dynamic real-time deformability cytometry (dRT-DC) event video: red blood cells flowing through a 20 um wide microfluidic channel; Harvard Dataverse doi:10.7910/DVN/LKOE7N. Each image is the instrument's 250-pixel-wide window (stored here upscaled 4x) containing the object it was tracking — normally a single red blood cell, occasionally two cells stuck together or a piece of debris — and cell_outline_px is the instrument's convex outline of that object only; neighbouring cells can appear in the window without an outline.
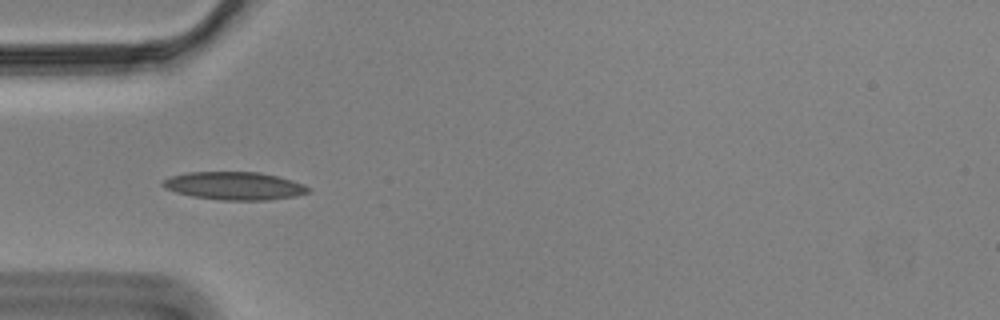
{"species": "Egyptian fruit bat (a non-hibernating species)", "species_latin": "Rousettus aegyptiacus", "temperature_condition": "cold", "stored_images_in_passage": 40, "camera_frame_rate_fps": 3000, "um_per_image_px": 0.085, "animal": {"sex": "male"}, "frame": {"image": 1, "passage_image": 1, "time_ms": 0.0, "image_size_px": [1000, 320], "cell_outline_px": [[308, 192], [296, 196], [268, 200], [220, 200], [192, 196], [176, 192], [164, 188], [160, 184], [164, 180], [172, 176], [188, 172], [260, 172], [280, 176], [292, 180], [308, 188]], "centroid_in_image_um": [19.9, 15.79], "position_along_channel_um": 65.1, "area_um2": 23.58}}
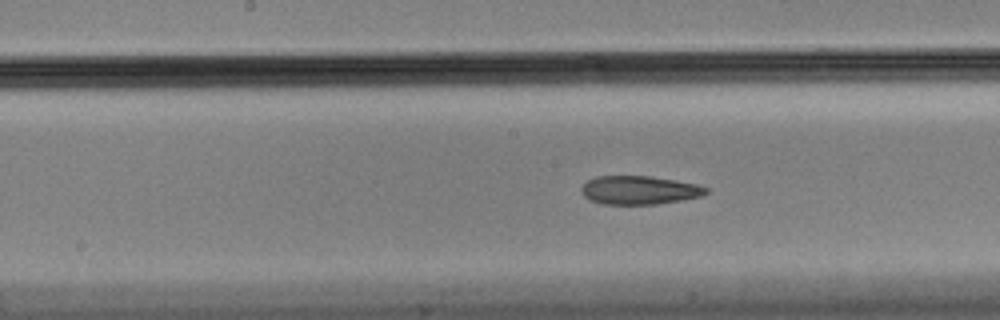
{"frame": {"image": 2, "passage_image": 12, "time_ms": 3.667, "image_size_px": [1000, 320], "cell_outline_px": [[708, 192], [700, 196], [680, 200], [656, 204], [604, 204], [588, 200], [584, 196], [580, 188], [588, 180], [596, 176], [652, 176], [676, 180], [696, 184], [708, 188]], "centroid_in_image_um": [54.31, 16.15], "position_along_channel_um": 193.9, "area_um2": 20.69}}
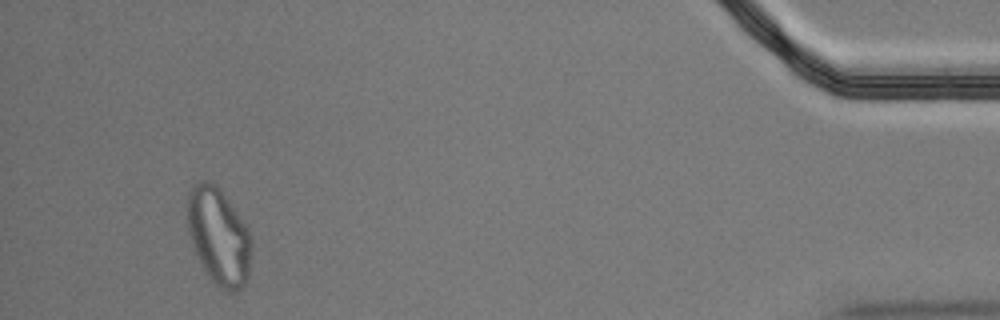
{"frame": {"image": 3, "passage_image": 37, "time_ms": 12.0, "image_size_px": [1000, 320], "cell_outline_px": [[252, 240], [248, 276], [244, 284], [240, 288], [232, 292], [228, 292], [220, 288], [212, 280], [204, 268], [192, 244], [188, 232], [188, 192], [200, 180], [208, 180], [216, 184], [220, 188], [248, 228]], "centroid_in_image_um": [18.6, 20.07], "position_along_channel_um": 416.6, "area_um2": 35.84}, "authors_computed_cell_mechanics": {"area_um2": 22.5131, "velocity_mm_per_s": 3.5058, "shape_relaxation_time_tau1_ms": null, "shape_relaxation_time_tau2_ms": 2.5482, "deformation_change_tau1": null, "deformation_change_tau2": 0.0948}}